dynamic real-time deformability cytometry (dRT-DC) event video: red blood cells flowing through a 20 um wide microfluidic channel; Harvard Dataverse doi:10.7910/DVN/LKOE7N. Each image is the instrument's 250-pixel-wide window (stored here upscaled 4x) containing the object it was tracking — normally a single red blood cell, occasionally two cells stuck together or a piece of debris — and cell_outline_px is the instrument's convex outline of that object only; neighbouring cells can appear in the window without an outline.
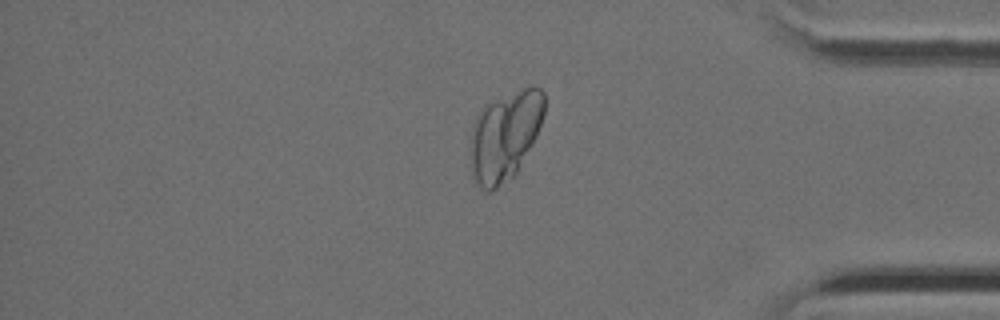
{"species": "Egyptian fruit bat (a non-hibernating species)", "species_latin": "Rousettus aegyptiacus", "temperature_condition": "cold", "stored_images_in_passage": 45, "camera_frame_rate_fps": 3000, "um_per_image_px": 0.085, "animal": {"sex": "female"}, "frame": {"image": 1, "passage_image": 39, "time_ms": 12.667, "image_size_px": [1000, 320], "cell_outline_px": [[544, 112], [536, 136], [516, 172], [512, 176], [492, 192], [488, 192], [480, 188], [472, 180], [468, 156], [468, 148], [472, 124], [476, 116], [488, 104], [496, 100], [524, 88], [540, 88], [544, 92]], "centroid_in_image_um": [42.84, 11.62], "position_along_channel_um": 392.4, "area_um2": 38.44}}